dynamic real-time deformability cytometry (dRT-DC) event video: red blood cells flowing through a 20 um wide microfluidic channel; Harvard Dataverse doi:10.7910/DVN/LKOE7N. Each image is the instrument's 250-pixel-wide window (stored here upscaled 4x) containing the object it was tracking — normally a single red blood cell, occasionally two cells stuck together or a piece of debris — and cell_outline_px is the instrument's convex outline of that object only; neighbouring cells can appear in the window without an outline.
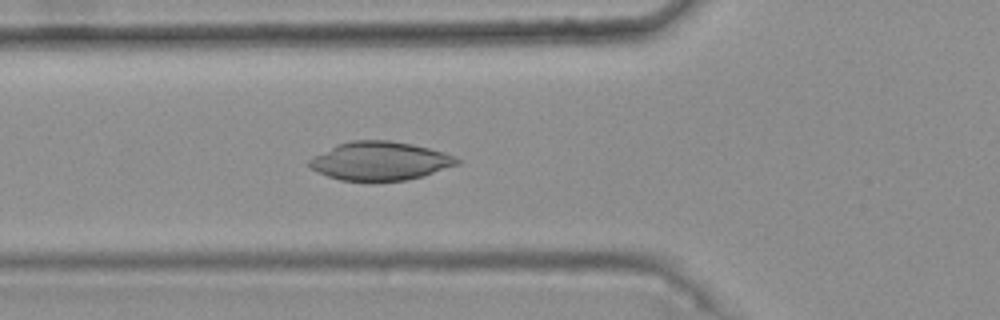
{"species": "common noctule bat (a hibernating species)", "species_latin": "Nyctalus noctula", "temperature_condition": "warm", "stored_images_in_passage": 45, "camera_frame_rate_fps": 3000, "um_per_image_px": 0.085, "animal": {"sex": "female", "body_mass_g": 25.1}, "frame": {"image": 1, "passage_image": 18, "time_ms": 5.667, "image_size_px": [1000, 320], "cell_outline_px": [[464, 160], [460, 164], [424, 176], [408, 180], [372, 184], [340, 180], [328, 176], [312, 168], [308, 164], [308, 160], [336, 144], [352, 140], [388, 140], [412, 144], [444, 152], [456, 156]], "centroid_in_image_um": [32.35, 13.72], "position_along_channel_um": 93.4, "area_um2": 34.1}}
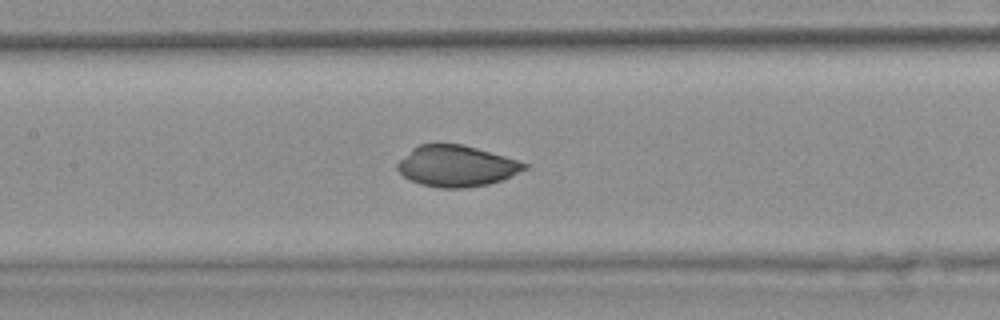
{"frame": {"image": 2, "passage_image": 24, "time_ms": 7.667, "image_size_px": [1000, 320], "cell_outline_px": [[528, 168], [500, 180], [488, 184], [464, 188], [440, 188], [420, 184], [404, 176], [396, 168], [396, 164], [412, 148], [420, 144], [464, 144], [504, 156], [528, 164]], "centroid_in_image_um": [38.78, 14.11], "position_along_channel_um": 168.6, "area_um2": 30.11}}
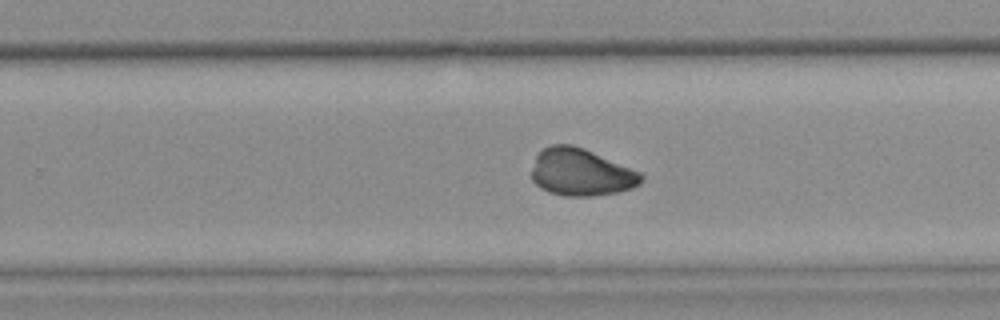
{"frame": {"image": 3, "passage_image": 33, "time_ms": 10.667, "image_size_px": [1000, 320], "cell_outline_px": [[644, 176], [640, 184], [632, 188], [616, 192], [592, 196], [564, 196], [548, 192], [540, 188], [532, 180], [532, 168], [536, 156], [544, 148], [552, 144], [572, 144], [584, 148], [640, 172]], "centroid_in_image_um": [49.37, 14.65], "position_along_channel_um": 280.4, "area_um2": 30.11}}